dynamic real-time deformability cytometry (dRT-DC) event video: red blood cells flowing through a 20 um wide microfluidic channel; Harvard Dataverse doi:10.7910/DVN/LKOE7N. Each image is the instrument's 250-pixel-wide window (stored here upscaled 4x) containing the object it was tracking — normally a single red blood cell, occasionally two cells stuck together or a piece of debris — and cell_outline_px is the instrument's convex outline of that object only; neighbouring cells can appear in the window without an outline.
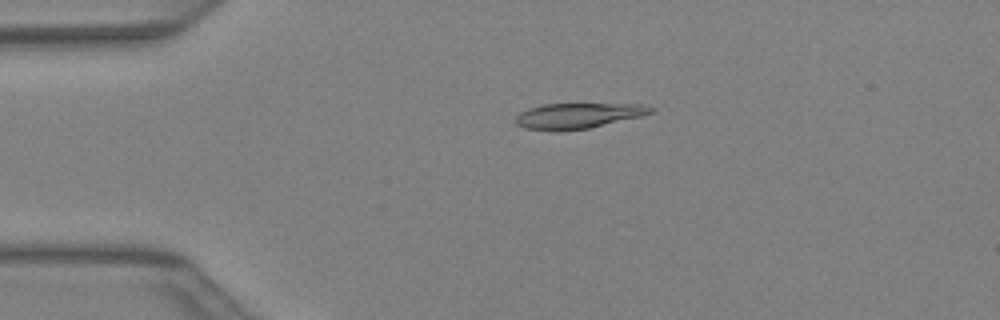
{"species": "Egyptian fruit bat (a non-hibernating species)", "species_latin": "Rousettus aegyptiacus", "temperature_condition": "warm", "stored_images_in_passage": 21, "camera_frame_rate_fps": 3000, "um_per_image_px": 0.085, "animal": {"sex": "female"}, "frame": {"image": 1, "passage_image": 9, "time_ms": 2.667, "image_size_px": [1000, 320], "cell_outline_px": [[656, 108], [652, 112], [640, 116], [588, 128], [560, 132], [524, 128], [516, 124], [516, 116], [520, 112], [528, 108], [544, 104], [644, 104]], "centroid_in_image_um": [49.1, 9.84], "position_along_channel_um": 35.9, "area_um2": 20.06}}
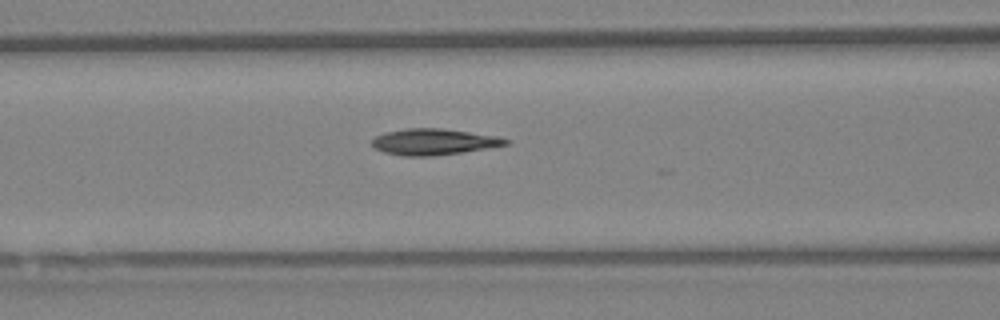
{"frame": {"image": 2, "passage_image": 17, "time_ms": 5.333, "image_size_px": [1000, 320], "cell_outline_px": [[512, 140], [508, 144], [460, 152], [432, 156], [404, 156], [384, 152], [376, 148], [372, 144], [372, 140], [376, 136], [384, 132], [408, 128], [440, 128], [500, 136]], "centroid_in_image_um": [36.87, 12.04], "position_along_channel_um": 129.7, "area_um2": 20.23}}
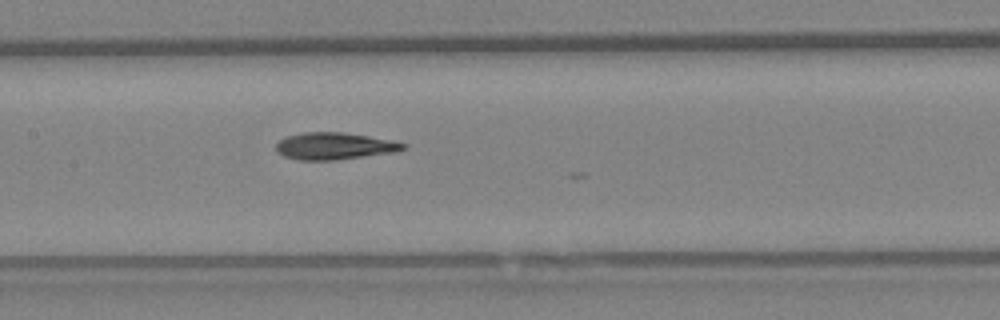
{"frame": {"image": 3, "passage_image": 20, "time_ms": 6.333, "image_size_px": [1000, 320], "cell_outline_px": [[408, 148], [396, 152], [332, 160], [300, 160], [284, 156], [276, 152], [276, 144], [280, 140], [288, 136], [304, 132], [344, 132], [392, 140], [408, 144]], "centroid_in_image_um": [28.46, 12.41], "position_along_channel_um": 178.9, "area_um2": 20.0}}